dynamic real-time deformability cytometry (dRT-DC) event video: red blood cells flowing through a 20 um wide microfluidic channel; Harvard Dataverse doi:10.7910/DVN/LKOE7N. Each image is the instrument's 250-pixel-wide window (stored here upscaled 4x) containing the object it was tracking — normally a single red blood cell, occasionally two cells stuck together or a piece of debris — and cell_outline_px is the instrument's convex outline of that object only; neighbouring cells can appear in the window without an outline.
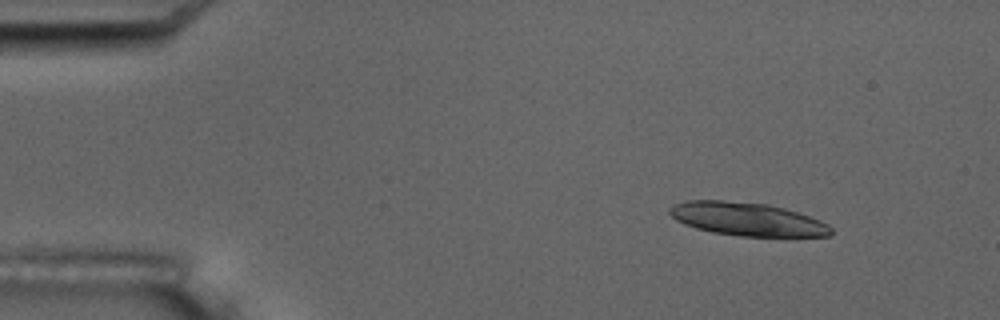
{"species": "common noctule bat (a hibernating species)", "species_latin": "Nyctalus noctula", "temperature_condition": "room temperature", "stored_images_in_passage": 4, "camera_frame_rate_fps": 3000, "um_per_image_px": 0.085, "animal": {"sex": "male", "body_mass_g": 17.5, "forearm_length_mm": 52.3}, "frame": {"image": 1, "passage_image": 2, "time_ms": 1.0, "image_size_px": [1000, 320], "cell_outline_px": [[832, 236], [796, 240], [736, 236], [712, 232], [696, 228], [684, 224], [676, 220], [668, 212], [668, 208], [672, 204], [684, 200], [724, 200], [768, 204], [784, 208], [820, 220], [828, 224], [832, 228]], "centroid_in_image_um": [63.62, 18.68], "position_along_channel_um": 21.4, "area_um2": 32.83}}